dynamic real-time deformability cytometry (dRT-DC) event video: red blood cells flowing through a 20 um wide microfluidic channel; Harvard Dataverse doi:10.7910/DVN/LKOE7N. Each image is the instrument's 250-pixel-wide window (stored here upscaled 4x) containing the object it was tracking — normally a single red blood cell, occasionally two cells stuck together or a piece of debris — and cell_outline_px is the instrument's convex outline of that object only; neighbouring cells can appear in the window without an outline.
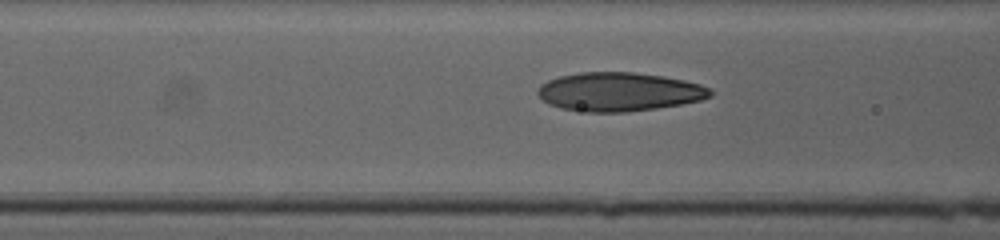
{"species": "human", "species_latin": "Homo sapiens", "temperature_condition": "cold", "stored_images_in_passage": 40, "camera_frame_rate_fps": 3000, "um_per_image_px": 0.085, "donor": {"sex": "female"}, "frame": {"image": 1, "passage_image": 15, "time_ms": 4.667, "image_size_px": [1000, 240], "cell_outline_px": [[712, 96], [700, 100], [680, 104], [656, 108], [624, 112], [588, 112], [560, 108], [548, 104], [536, 92], [540, 84], [548, 80], [560, 76], [580, 72], [632, 72], [664, 76], [684, 80], [700, 84], [712, 88]], "centroid_in_image_um": [52.62, 7.8], "position_along_channel_um": 114.0, "area_um2": 39.02}}
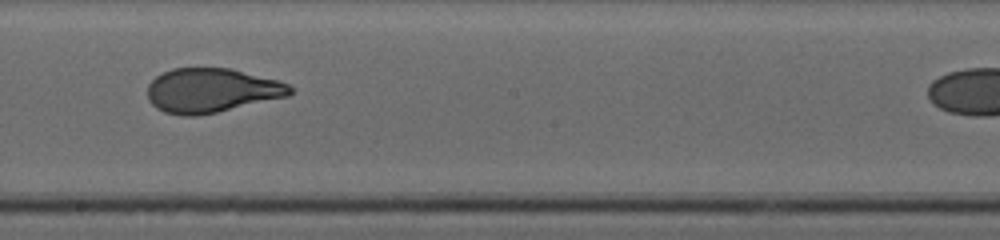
{"frame": {"image": 2, "passage_image": 24, "time_ms": 7.667, "image_size_px": [1000, 240], "cell_outline_px": [[292, 92], [288, 96], [216, 112], [196, 116], [184, 116], [164, 112], [156, 108], [148, 100], [148, 84], [156, 76], [172, 68], [228, 68], [280, 80], [288, 84], [292, 88]], "centroid_in_image_um": [17.96, 7.68], "position_along_channel_um": 230.2, "area_um2": 36.7}}
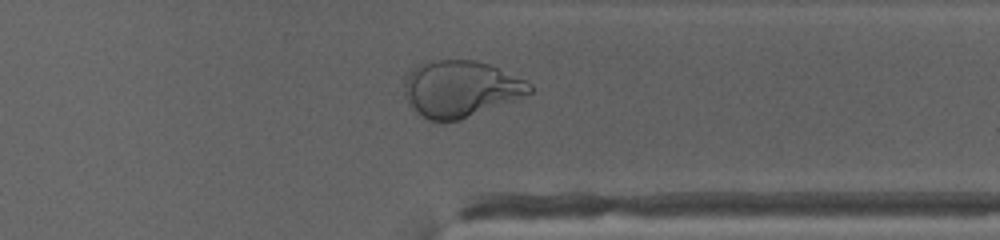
{"frame": {"image": 3, "passage_image": 35, "time_ms": 11.333, "image_size_px": [1000, 240], "cell_outline_px": [[532, 92], [512, 100], [460, 120], [444, 124], [428, 120], [416, 112], [408, 104], [404, 96], [404, 76], [412, 68], [428, 60], [476, 60], [488, 64], [524, 80], [532, 84]], "centroid_in_image_um": [39.05, 7.56], "position_along_channel_um": 372.3, "area_um2": 41.38}}